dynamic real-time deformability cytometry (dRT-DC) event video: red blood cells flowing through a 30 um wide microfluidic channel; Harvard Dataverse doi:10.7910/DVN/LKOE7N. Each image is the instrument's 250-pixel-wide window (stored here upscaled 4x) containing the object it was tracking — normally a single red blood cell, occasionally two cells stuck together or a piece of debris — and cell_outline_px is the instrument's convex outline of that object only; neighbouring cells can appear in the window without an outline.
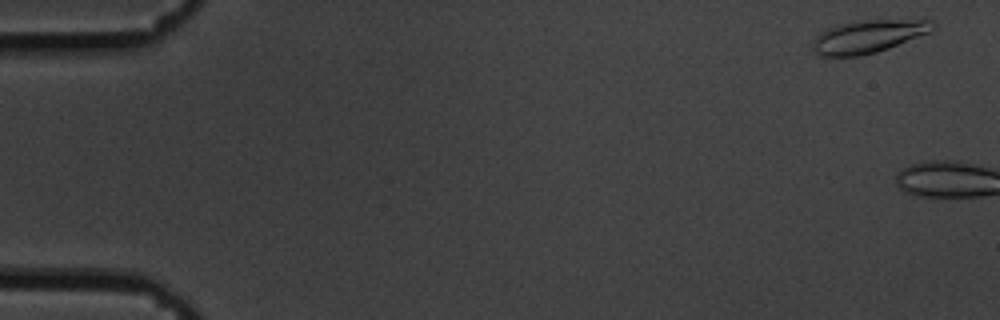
{"species": "common noctule bat (a hibernating species)", "species_latin": "Nyctalus noctula", "temperature_condition": "cold", "stored_images_in_passage": 5, "camera_frame_rate_fps": 3000, "um_per_image_px": 0.085, "animal": {"sex": "male", "body_mass_g": 19.5, "forearm_length_mm": 54.6}, "frame": {"image": 1, "passage_image": 3, "time_ms": 0.667, "image_size_px": [1000, 320], "cell_outline_px": [[936, 28], [932, 32], [888, 48], [876, 52], [860, 56], [824, 56], [812, 52], [812, 40], [824, 28], [836, 24], [852, 20], [928, 16], [936, 24]], "centroid_in_image_um": [73.91, 3.01], "position_along_channel_um": 11.1, "area_um2": 24.62}}